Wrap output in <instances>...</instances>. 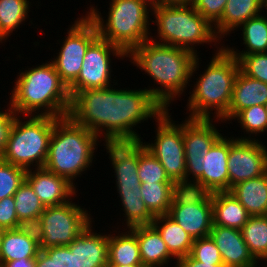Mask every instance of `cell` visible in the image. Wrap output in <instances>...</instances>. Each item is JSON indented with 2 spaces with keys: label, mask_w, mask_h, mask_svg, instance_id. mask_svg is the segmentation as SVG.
Instances as JSON below:
<instances>
[{
  "label": "cell",
  "mask_w": 267,
  "mask_h": 267,
  "mask_svg": "<svg viewBox=\"0 0 267 267\" xmlns=\"http://www.w3.org/2000/svg\"><path fill=\"white\" fill-rule=\"evenodd\" d=\"M170 110H165L155 119V140L148 143L142 139V143L161 163L170 180L175 182L186 179V163L182 122L179 124V121L172 120Z\"/></svg>",
  "instance_id": "cell-10"
},
{
  "label": "cell",
  "mask_w": 267,
  "mask_h": 267,
  "mask_svg": "<svg viewBox=\"0 0 267 267\" xmlns=\"http://www.w3.org/2000/svg\"><path fill=\"white\" fill-rule=\"evenodd\" d=\"M240 70L247 76L267 83V53H254L242 56Z\"/></svg>",
  "instance_id": "cell-38"
},
{
  "label": "cell",
  "mask_w": 267,
  "mask_h": 267,
  "mask_svg": "<svg viewBox=\"0 0 267 267\" xmlns=\"http://www.w3.org/2000/svg\"><path fill=\"white\" fill-rule=\"evenodd\" d=\"M40 245L17 229L4 230L0 246V264L21 258H36Z\"/></svg>",
  "instance_id": "cell-29"
},
{
  "label": "cell",
  "mask_w": 267,
  "mask_h": 267,
  "mask_svg": "<svg viewBox=\"0 0 267 267\" xmlns=\"http://www.w3.org/2000/svg\"><path fill=\"white\" fill-rule=\"evenodd\" d=\"M114 170L126 228L151 224L154 216L142 200L138 176V141L104 142Z\"/></svg>",
  "instance_id": "cell-8"
},
{
  "label": "cell",
  "mask_w": 267,
  "mask_h": 267,
  "mask_svg": "<svg viewBox=\"0 0 267 267\" xmlns=\"http://www.w3.org/2000/svg\"><path fill=\"white\" fill-rule=\"evenodd\" d=\"M107 267H145L143 264L135 265H108Z\"/></svg>",
  "instance_id": "cell-50"
},
{
  "label": "cell",
  "mask_w": 267,
  "mask_h": 267,
  "mask_svg": "<svg viewBox=\"0 0 267 267\" xmlns=\"http://www.w3.org/2000/svg\"><path fill=\"white\" fill-rule=\"evenodd\" d=\"M36 267H61L60 246H53L39 251L35 258Z\"/></svg>",
  "instance_id": "cell-43"
},
{
  "label": "cell",
  "mask_w": 267,
  "mask_h": 267,
  "mask_svg": "<svg viewBox=\"0 0 267 267\" xmlns=\"http://www.w3.org/2000/svg\"><path fill=\"white\" fill-rule=\"evenodd\" d=\"M262 0H228L221 19L214 25V30L221 40L231 36L247 20L262 14Z\"/></svg>",
  "instance_id": "cell-23"
},
{
  "label": "cell",
  "mask_w": 267,
  "mask_h": 267,
  "mask_svg": "<svg viewBox=\"0 0 267 267\" xmlns=\"http://www.w3.org/2000/svg\"><path fill=\"white\" fill-rule=\"evenodd\" d=\"M261 2H262V12L264 13V9L267 10V0H262ZM265 12H267V11H265ZM266 15H267V13H266Z\"/></svg>",
  "instance_id": "cell-51"
},
{
  "label": "cell",
  "mask_w": 267,
  "mask_h": 267,
  "mask_svg": "<svg viewBox=\"0 0 267 267\" xmlns=\"http://www.w3.org/2000/svg\"><path fill=\"white\" fill-rule=\"evenodd\" d=\"M14 196L0 200V228L4 230L15 229L18 223Z\"/></svg>",
  "instance_id": "cell-42"
},
{
  "label": "cell",
  "mask_w": 267,
  "mask_h": 267,
  "mask_svg": "<svg viewBox=\"0 0 267 267\" xmlns=\"http://www.w3.org/2000/svg\"><path fill=\"white\" fill-rule=\"evenodd\" d=\"M145 3L150 9L161 6V0H140Z\"/></svg>",
  "instance_id": "cell-49"
},
{
  "label": "cell",
  "mask_w": 267,
  "mask_h": 267,
  "mask_svg": "<svg viewBox=\"0 0 267 267\" xmlns=\"http://www.w3.org/2000/svg\"><path fill=\"white\" fill-rule=\"evenodd\" d=\"M250 216L265 215L267 211V173L235 184L228 191Z\"/></svg>",
  "instance_id": "cell-24"
},
{
  "label": "cell",
  "mask_w": 267,
  "mask_h": 267,
  "mask_svg": "<svg viewBox=\"0 0 267 267\" xmlns=\"http://www.w3.org/2000/svg\"><path fill=\"white\" fill-rule=\"evenodd\" d=\"M6 106L5 111L0 107V155L6 146L9 131L16 115L9 103Z\"/></svg>",
  "instance_id": "cell-44"
},
{
  "label": "cell",
  "mask_w": 267,
  "mask_h": 267,
  "mask_svg": "<svg viewBox=\"0 0 267 267\" xmlns=\"http://www.w3.org/2000/svg\"><path fill=\"white\" fill-rule=\"evenodd\" d=\"M176 267H225L223 263H203L193 259L190 255L177 261Z\"/></svg>",
  "instance_id": "cell-46"
},
{
  "label": "cell",
  "mask_w": 267,
  "mask_h": 267,
  "mask_svg": "<svg viewBox=\"0 0 267 267\" xmlns=\"http://www.w3.org/2000/svg\"><path fill=\"white\" fill-rule=\"evenodd\" d=\"M140 192L154 217L168 214L172 205L173 182L141 183Z\"/></svg>",
  "instance_id": "cell-32"
},
{
  "label": "cell",
  "mask_w": 267,
  "mask_h": 267,
  "mask_svg": "<svg viewBox=\"0 0 267 267\" xmlns=\"http://www.w3.org/2000/svg\"><path fill=\"white\" fill-rule=\"evenodd\" d=\"M189 255L203 263H223L219 249L210 236L194 239Z\"/></svg>",
  "instance_id": "cell-39"
},
{
  "label": "cell",
  "mask_w": 267,
  "mask_h": 267,
  "mask_svg": "<svg viewBox=\"0 0 267 267\" xmlns=\"http://www.w3.org/2000/svg\"><path fill=\"white\" fill-rule=\"evenodd\" d=\"M241 232L250 254L260 265L263 263L265 265L267 263L266 217L264 215L250 216Z\"/></svg>",
  "instance_id": "cell-30"
},
{
  "label": "cell",
  "mask_w": 267,
  "mask_h": 267,
  "mask_svg": "<svg viewBox=\"0 0 267 267\" xmlns=\"http://www.w3.org/2000/svg\"><path fill=\"white\" fill-rule=\"evenodd\" d=\"M264 14L247 20L239 27L245 50L223 46L237 60L247 54L267 53V16Z\"/></svg>",
  "instance_id": "cell-27"
},
{
  "label": "cell",
  "mask_w": 267,
  "mask_h": 267,
  "mask_svg": "<svg viewBox=\"0 0 267 267\" xmlns=\"http://www.w3.org/2000/svg\"><path fill=\"white\" fill-rule=\"evenodd\" d=\"M130 229L137 236L142 264L145 267H168L172 259L175 260L173 263L176 267L177 260L170 254L166 243L152 224L135 226Z\"/></svg>",
  "instance_id": "cell-22"
},
{
  "label": "cell",
  "mask_w": 267,
  "mask_h": 267,
  "mask_svg": "<svg viewBox=\"0 0 267 267\" xmlns=\"http://www.w3.org/2000/svg\"><path fill=\"white\" fill-rule=\"evenodd\" d=\"M233 119L238 121L241 130H244L245 137L243 135L236 136L237 139L256 140L254 136H259L267 131V112L264 105L251 106L241 110Z\"/></svg>",
  "instance_id": "cell-33"
},
{
  "label": "cell",
  "mask_w": 267,
  "mask_h": 267,
  "mask_svg": "<svg viewBox=\"0 0 267 267\" xmlns=\"http://www.w3.org/2000/svg\"><path fill=\"white\" fill-rule=\"evenodd\" d=\"M30 0H0V43L9 40L13 31L29 18Z\"/></svg>",
  "instance_id": "cell-31"
},
{
  "label": "cell",
  "mask_w": 267,
  "mask_h": 267,
  "mask_svg": "<svg viewBox=\"0 0 267 267\" xmlns=\"http://www.w3.org/2000/svg\"><path fill=\"white\" fill-rule=\"evenodd\" d=\"M167 215L193 239L207 237L213 226L212 200L191 205H171Z\"/></svg>",
  "instance_id": "cell-19"
},
{
  "label": "cell",
  "mask_w": 267,
  "mask_h": 267,
  "mask_svg": "<svg viewBox=\"0 0 267 267\" xmlns=\"http://www.w3.org/2000/svg\"><path fill=\"white\" fill-rule=\"evenodd\" d=\"M227 166L230 190L235 184L267 173V146L261 139H237L231 136Z\"/></svg>",
  "instance_id": "cell-15"
},
{
  "label": "cell",
  "mask_w": 267,
  "mask_h": 267,
  "mask_svg": "<svg viewBox=\"0 0 267 267\" xmlns=\"http://www.w3.org/2000/svg\"><path fill=\"white\" fill-rule=\"evenodd\" d=\"M97 7L90 5L86 15L96 25L98 36L126 55L153 34L150 32L152 9L140 0H111L105 17Z\"/></svg>",
  "instance_id": "cell-7"
},
{
  "label": "cell",
  "mask_w": 267,
  "mask_h": 267,
  "mask_svg": "<svg viewBox=\"0 0 267 267\" xmlns=\"http://www.w3.org/2000/svg\"><path fill=\"white\" fill-rule=\"evenodd\" d=\"M56 56L50 59L61 80L69 87L79 76L89 45L98 37L96 25L85 14L69 25Z\"/></svg>",
  "instance_id": "cell-11"
},
{
  "label": "cell",
  "mask_w": 267,
  "mask_h": 267,
  "mask_svg": "<svg viewBox=\"0 0 267 267\" xmlns=\"http://www.w3.org/2000/svg\"><path fill=\"white\" fill-rule=\"evenodd\" d=\"M60 266L77 267L75 240L69 246H60Z\"/></svg>",
  "instance_id": "cell-45"
},
{
  "label": "cell",
  "mask_w": 267,
  "mask_h": 267,
  "mask_svg": "<svg viewBox=\"0 0 267 267\" xmlns=\"http://www.w3.org/2000/svg\"><path fill=\"white\" fill-rule=\"evenodd\" d=\"M0 267H36L35 258H21L19 260L4 262Z\"/></svg>",
  "instance_id": "cell-47"
},
{
  "label": "cell",
  "mask_w": 267,
  "mask_h": 267,
  "mask_svg": "<svg viewBox=\"0 0 267 267\" xmlns=\"http://www.w3.org/2000/svg\"><path fill=\"white\" fill-rule=\"evenodd\" d=\"M214 51L207 68L195 78L189 91L185 113L188 118L221 119L229 110L239 61L224 47Z\"/></svg>",
  "instance_id": "cell-4"
},
{
  "label": "cell",
  "mask_w": 267,
  "mask_h": 267,
  "mask_svg": "<svg viewBox=\"0 0 267 267\" xmlns=\"http://www.w3.org/2000/svg\"><path fill=\"white\" fill-rule=\"evenodd\" d=\"M26 170L0 158V200L14 196L24 182Z\"/></svg>",
  "instance_id": "cell-37"
},
{
  "label": "cell",
  "mask_w": 267,
  "mask_h": 267,
  "mask_svg": "<svg viewBox=\"0 0 267 267\" xmlns=\"http://www.w3.org/2000/svg\"><path fill=\"white\" fill-rule=\"evenodd\" d=\"M151 224L158 230L170 254L177 261L190 254L194 239L167 214L156 216Z\"/></svg>",
  "instance_id": "cell-28"
},
{
  "label": "cell",
  "mask_w": 267,
  "mask_h": 267,
  "mask_svg": "<svg viewBox=\"0 0 267 267\" xmlns=\"http://www.w3.org/2000/svg\"><path fill=\"white\" fill-rule=\"evenodd\" d=\"M14 202L18 220L40 217L45 209L39 197L26 180H24L15 192Z\"/></svg>",
  "instance_id": "cell-36"
},
{
  "label": "cell",
  "mask_w": 267,
  "mask_h": 267,
  "mask_svg": "<svg viewBox=\"0 0 267 267\" xmlns=\"http://www.w3.org/2000/svg\"><path fill=\"white\" fill-rule=\"evenodd\" d=\"M123 231L125 232L121 231L120 233V230L116 231L115 229L113 232L110 231L108 241V265L142 264L136 234L130 228H125V226Z\"/></svg>",
  "instance_id": "cell-26"
},
{
  "label": "cell",
  "mask_w": 267,
  "mask_h": 267,
  "mask_svg": "<svg viewBox=\"0 0 267 267\" xmlns=\"http://www.w3.org/2000/svg\"><path fill=\"white\" fill-rule=\"evenodd\" d=\"M21 234L41 245L44 240V227L40 217L25 218L18 221L16 228Z\"/></svg>",
  "instance_id": "cell-41"
},
{
  "label": "cell",
  "mask_w": 267,
  "mask_h": 267,
  "mask_svg": "<svg viewBox=\"0 0 267 267\" xmlns=\"http://www.w3.org/2000/svg\"><path fill=\"white\" fill-rule=\"evenodd\" d=\"M128 58L130 63L154 80V86H157L146 89L165 110L170 109L168 107L176 98L185 94L194 74H198L199 61H202L199 55L186 49L155 43L150 39L135 47Z\"/></svg>",
  "instance_id": "cell-2"
},
{
  "label": "cell",
  "mask_w": 267,
  "mask_h": 267,
  "mask_svg": "<svg viewBox=\"0 0 267 267\" xmlns=\"http://www.w3.org/2000/svg\"><path fill=\"white\" fill-rule=\"evenodd\" d=\"M23 118L15 115L0 158L26 171L42 168L47 159L55 117L25 115Z\"/></svg>",
  "instance_id": "cell-9"
},
{
  "label": "cell",
  "mask_w": 267,
  "mask_h": 267,
  "mask_svg": "<svg viewBox=\"0 0 267 267\" xmlns=\"http://www.w3.org/2000/svg\"><path fill=\"white\" fill-rule=\"evenodd\" d=\"M266 103L267 83L253 79L239 70L234 81L229 110L221 118V122L232 121L241 110Z\"/></svg>",
  "instance_id": "cell-20"
},
{
  "label": "cell",
  "mask_w": 267,
  "mask_h": 267,
  "mask_svg": "<svg viewBox=\"0 0 267 267\" xmlns=\"http://www.w3.org/2000/svg\"><path fill=\"white\" fill-rule=\"evenodd\" d=\"M213 225L241 230L250 215L244 206L228 191L211 194Z\"/></svg>",
  "instance_id": "cell-25"
},
{
  "label": "cell",
  "mask_w": 267,
  "mask_h": 267,
  "mask_svg": "<svg viewBox=\"0 0 267 267\" xmlns=\"http://www.w3.org/2000/svg\"><path fill=\"white\" fill-rule=\"evenodd\" d=\"M3 231H4V229H1V228H0V246H1V240H2V234H3Z\"/></svg>",
  "instance_id": "cell-52"
},
{
  "label": "cell",
  "mask_w": 267,
  "mask_h": 267,
  "mask_svg": "<svg viewBox=\"0 0 267 267\" xmlns=\"http://www.w3.org/2000/svg\"><path fill=\"white\" fill-rule=\"evenodd\" d=\"M214 120V121H213ZM221 119L186 118L182 120L185 158L206 156L212 145L222 136L218 123Z\"/></svg>",
  "instance_id": "cell-18"
},
{
  "label": "cell",
  "mask_w": 267,
  "mask_h": 267,
  "mask_svg": "<svg viewBox=\"0 0 267 267\" xmlns=\"http://www.w3.org/2000/svg\"><path fill=\"white\" fill-rule=\"evenodd\" d=\"M18 74L9 95L10 107L16 115L55 118L68 115L71 103L69 90L51 61L41 62V65L25 68L24 71L21 69Z\"/></svg>",
  "instance_id": "cell-3"
},
{
  "label": "cell",
  "mask_w": 267,
  "mask_h": 267,
  "mask_svg": "<svg viewBox=\"0 0 267 267\" xmlns=\"http://www.w3.org/2000/svg\"><path fill=\"white\" fill-rule=\"evenodd\" d=\"M100 144L101 140L94 133L74 122L68 115L55 118L44 168L67 178L76 186L77 177L84 175L96 161L93 159Z\"/></svg>",
  "instance_id": "cell-5"
},
{
  "label": "cell",
  "mask_w": 267,
  "mask_h": 267,
  "mask_svg": "<svg viewBox=\"0 0 267 267\" xmlns=\"http://www.w3.org/2000/svg\"><path fill=\"white\" fill-rule=\"evenodd\" d=\"M164 111L146 87L131 90L111 86L76 92L71 97L68 116L101 142L141 141L143 138L134 127L157 119Z\"/></svg>",
  "instance_id": "cell-1"
},
{
  "label": "cell",
  "mask_w": 267,
  "mask_h": 267,
  "mask_svg": "<svg viewBox=\"0 0 267 267\" xmlns=\"http://www.w3.org/2000/svg\"><path fill=\"white\" fill-rule=\"evenodd\" d=\"M151 14L155 19L151 20V23L157 26V37L151 34L150 40L155 43L183 48L196 56L199 54L197 49L200 45L212 46L214 43L213 46L217 50L224 46L215 33L214 26L195 10L192 3L156 7L152 9Z\"/></svg>",
  "instance_id": "cell-6"
},
{
  "label": "cell",
  "mask_w": 267,
  "mask_h": 267,
  "mask_svg": "<svg viewBox=\"0 0 267 267\" xmlns=\"http://www.w3.org/2000/svg\"><path fill=\"white\" fill-rule=\"evenodd\" d=\"M25 180L30 184L44 207L70 202L75 199L73 197L78 195L76 194L78 188L67 178L58 176L44 167L27 170Z\"/></svg>",
  "instance_id": "cell-16"
},
{
  "label": "cell",
  "mask_w": 267,
  "mask_h": 267,
  "mask_svg": "<svg viewBox=\"0 0 267 267\" xmlns=\"http://www.w3.org/2000/svg\"><path fill=\"white\" fill-rule=\"evenodd\" d=\"M91 221L75 238L77 267H107L109 234L94 231Z\"/></svg>",
  "instance_id": "cell-21"
},
{
  "label": "cell",
  "mask_w": 267,
  "mask_h": 267,
  "mask_svg": "<svg viewBox=\"0 0 267 267\" xmlns=\"http://www.w3.org/2000/svg\"><path fill=\"white\" fill-rule=\"evenodd\" d=\"M172 194V205H191L206 203L212 192L197 180L184 179L173 182Z\"/></svg>",
  "instance_id": "cell-34"
},
{
  "label": "cell",
  "mask_w": 267,
  "mask_h": 267,
  "mask_svg": "<svg viewBox=\"0 0 267 267\" xmlns=\"http://www.w3.org/2000/svg\"><path fill=\"white\" fill-rule=\"evenodd\" d=\"M193 0H161V6L188 5Z\"/></svg>",
  "instance_id": "cell-48"
},
{
  "label": "cell",
  "mask_w": 267,
  "mask_h": 267,
  "mask_svg": "<svg viewBox=\"0 0 267 267\" xmlns=\"http://www.w3.org/2000/svg\"><path fill=\"white\" fill-rule=\"evenodd\" d=\"M228 0H193L192 5L213 26L221 19Z\"/></svg>",
  "instance_id": "cell-40"
},
{
  "label": "cell",
  "mask_w": 267,
  "mask_h": 267,
  "mask_svg": "<svg viewBox=\"0 0 267 267\" xmlns=\"http://www.w3.org/2000/svg\"><path fill=\"white\" fill-rule=\"evenodd\" d=\"M209 236L218 247L225 267L262 266L250 254L241 230L213 225Z\"/></svg>",
  "instance_id": "cell-17"
},
{
  "label": "cell",
  "mask_w": 267,
  "mask_h": 267,
  "mask_svg": "<svg viewBox=\"0 0 267 267\" xmlns=\"http://www.w3.org/2000/svg\"><path fill=\"white\" fill-rule=\"evenodd\" d=\"M90 213L73 200L61 205L45 207L40 216L44 227V240L40 249L69 246L93 221L94 218Z\"/></svg>",
  "instance_id": "cell-13"
},
{
  "label": "cell",
  "mask_w": 267,
  "mask_h": 267,
  "mask_svg": "<svg viewBox=\"0 0 267 267\" xmlns=\"http://www.w3.org/2000/svg\"><path fill=\"white\" fill-rule=\"evenodd\" d=\"M111 56H115V60L127 58L119 47L98 36L86 50L78 78L68 87L70 97L82 90L117 86L118 81L112 79V82L111 80L113 77L111 75L113 57L111 59Z\"/></svg>",
  "instance_id": "cell-12"
},
{
  "label": "cell",
  "mask_w": 267,
  "mask_h": 267,
  "mask_svg": "<svg viewBox=\"0 0 267 267\" xmlns=\"http://www.w3.org/2000/svg\"><path fill=\"white\" fill-rule=\"evenodd\" d=\"M230 146L231 136L223 134L205 157L185 158L186 179L197 180L212 193L229 191L227 160Z\"/></svg>",
  "instance_id": "cell-14"
},
{
  "label": "cell",
  "mask_w": 267,
  "mask_h": 267,
  "mask_svg": "<svg viewBox=\"0 0 267 267\" xmlns=\"http://www.w3.org/2000/svg\"><path fill=\"white\" fill-rule=\"evenodd\" d=\"M138 176L141 183L172 182L157 158L138 141Z\"/></svg>",
  "instance_id": "cell-35"
}]
</instances>
